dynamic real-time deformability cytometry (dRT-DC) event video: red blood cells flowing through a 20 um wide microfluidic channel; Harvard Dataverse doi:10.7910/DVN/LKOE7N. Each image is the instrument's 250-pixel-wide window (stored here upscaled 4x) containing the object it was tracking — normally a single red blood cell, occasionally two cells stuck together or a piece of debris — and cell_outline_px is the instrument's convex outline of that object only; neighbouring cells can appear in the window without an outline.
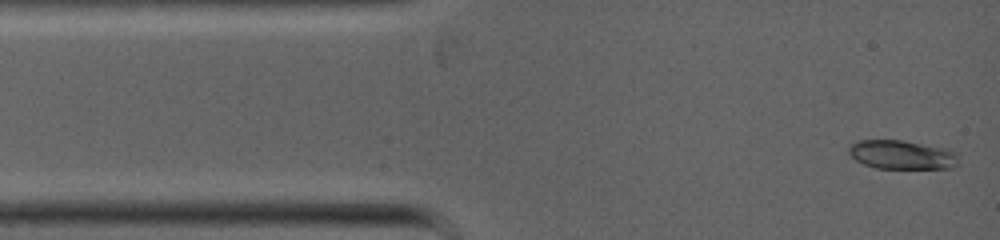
{"species": "common noctule bat (a hibernating species)", "species_latin": "Nyctalus noctula", "temperature_condition": "warm", "stored_images_in_passage": 8, "camera_frame_rate_fps": 5000, "um_per_image_px": 0.085, "animal": {"sex": "female", "body_mass_g": 19.0, "forearm_length_mm": 53.3}, "frame": {"image": 1, "passage_image": 1, "time_ms": 0.0, "image_size_px": [1000, 240], "cell_outline_px": [[960, 164], [948, 168], [876, 168], [864, 164], [856, 160], [848, 152], [848, 144], [856, 140], [900, 140], [944, 148], [956, 152]], "centroid_in_image_um": [76.63, 13.15], "position_along_channel_um": 8.4, "area_um2": 18.5}}
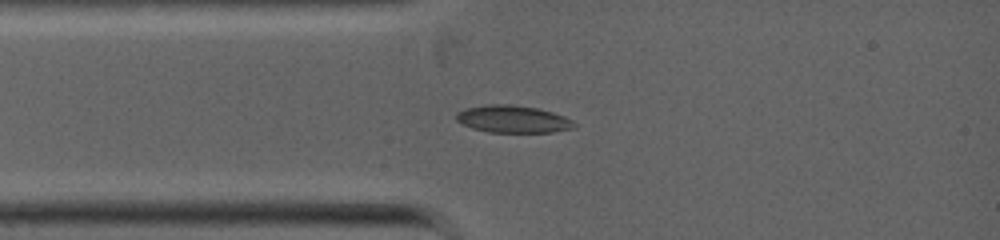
{"frame": {"image": 2, "passage_image": 5, "time_ms": 1.8, "image_size_px": [1000, 240], "cell_outline_px": [[576, 128], [552, 132], [488, 132], [472, 128], [456, 120], [456, 112], [468, 108], [488, 104], [508, 104], [540, 108], [564, 116], [572, 120], [576, 124]], "centroid_in_image_um": [43.63, 10.12], "position_along_channel_um": 41.4, "area_um2": 18.79}}
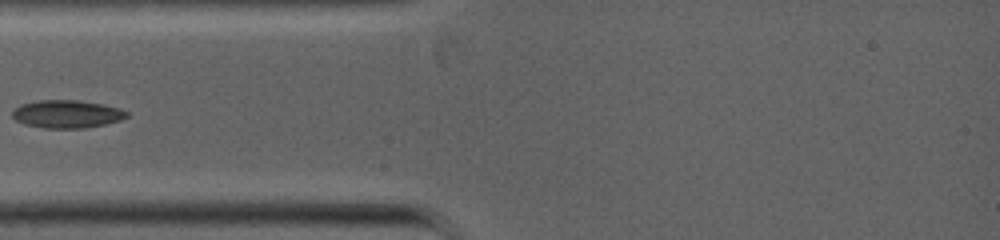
{"frame": {"image": 3, "passage_image": 7, "time_ms": 2.6, "image_size_px": [1000, 240], "cell_outline_px": [[128, 116], [120, 120], [104, 124], [84, 128], [44, 128], [24, 124], [16, 120], [12, 116], [12, 108], [20, 104], [36, 100], [80, 100], [104, 104], [120, 108], [128, 112]], "centroid_in_image_um": [5.66, 9.68], "position_along_channel_um": 79.3, "area_um2": 18.79}}